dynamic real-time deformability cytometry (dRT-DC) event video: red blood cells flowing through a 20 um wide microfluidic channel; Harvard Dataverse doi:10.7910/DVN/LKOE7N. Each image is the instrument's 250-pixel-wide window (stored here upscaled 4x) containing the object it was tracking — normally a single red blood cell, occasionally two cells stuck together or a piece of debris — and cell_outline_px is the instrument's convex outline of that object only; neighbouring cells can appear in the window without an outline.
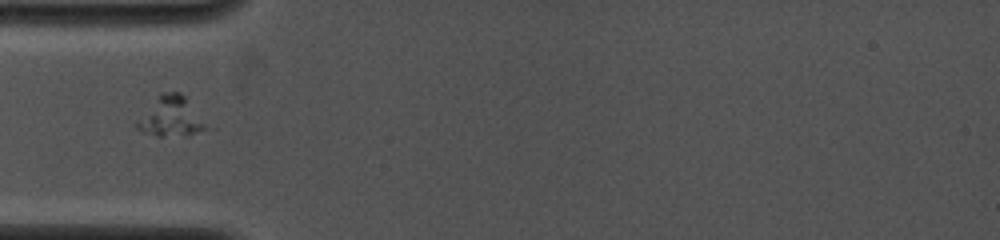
{"species": "common noctule bat (a hibernating species)", "species_latin": "Nyctalus noctula", "temperature_condition": "cold", "stored_images_in_passage": 20, "camera_frame_rate_fps": 4000, "um_per_image_px": 0.085, "animal": {"sex": "female", "body_mass_g": 19.0, "forearm_length_mm": 53.3}, "frame": {"image": 1, "passage_image": 1, "time_ms": 0.0, "image_size_px": [1000, 240], "cell_outline_px": [[204, 128], [188, 136], [156, 136], [144, 132], [136, 128], [136, 124], [160, 96], [164, 92], [180, 92], [184, 96], [204, 124]], "centroid_in_image_um": [14.51, 9.96], "position_along_channel_um": 70.5, "area_um2": 14.8}}
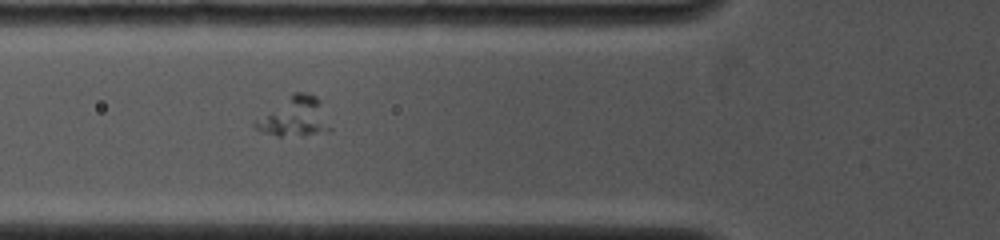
{"frame": {"image": 2, "passage_image": 6, "time_ms": 0.75, "image_size_px": [1000, 240], "cell_outline_px": [[332, 128], [328, 132], [280, 136], [276, 136], [260, 132], [252, 124], [252, 120], [292, 92], [308, 92], [316, 96], [320, 100]], "centroid_in_image_um": [24.99, 9.9], "position_along_channel_um": 100.8, "area_um2": 17.63}}